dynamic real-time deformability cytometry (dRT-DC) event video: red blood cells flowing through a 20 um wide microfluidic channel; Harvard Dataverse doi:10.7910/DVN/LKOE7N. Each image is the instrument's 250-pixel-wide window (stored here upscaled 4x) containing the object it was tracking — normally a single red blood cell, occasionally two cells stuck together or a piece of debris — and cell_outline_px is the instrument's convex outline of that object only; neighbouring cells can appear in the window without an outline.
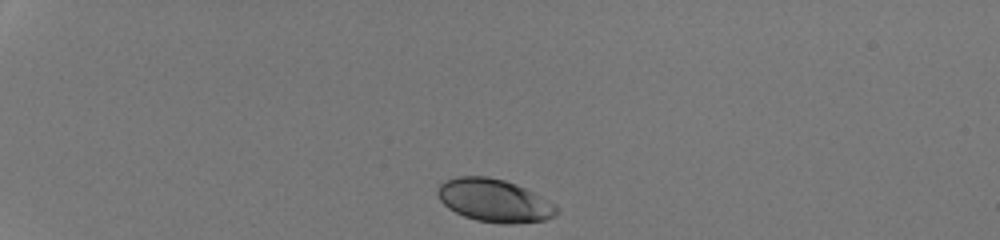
{"species": "human", "species_latin": "Homo sapiens", "temperature_condition": "room temperature", "stored_images_in_passage": 34, "camera_frame_rate_fps": 3000, "um_per_image_px": 0.085, "donor": {"sex": "male"}, "frame": {"image": 1, "passage_image": 1, "time_ms": 0.0, "image_size_px": [1000, 240], "cell_outline_px": [[560, 212], [556, 216], [544, 220], [512, 224], [500, 224], [476, 220], [464, 216], [448, 208], [440, 200], [436, 192], [436, 188], [444, 180], [460, 176], [488, 176], [504, 180], [516, 184], [556, 204], [560, 208]], "centroid_in_image_um": [42.02, 17.05], "position_along_channel_um": 43.0, "area_um2": 30.0}}
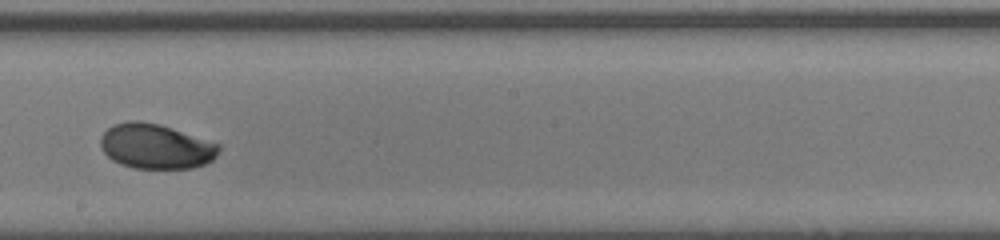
{"frame": {"image": 2, "passage_image": 20, "time_ms": 6.333, "image_size_px": [1000, 240], "cell_outline_px": [[220, 148], [216, 156], [212, 160], [204, 164], [192, 168], [136, 168], [120, 164], [112, 160], [104, 152], [100, 144], [100, 136], [112, 124], [128, 120], [140, 120], [160, 124], [220, 144]], "centroid_in_image_um": [13.22, 12.42], "position_along_channel_um": 235.0, "area_um2": 31.04}}
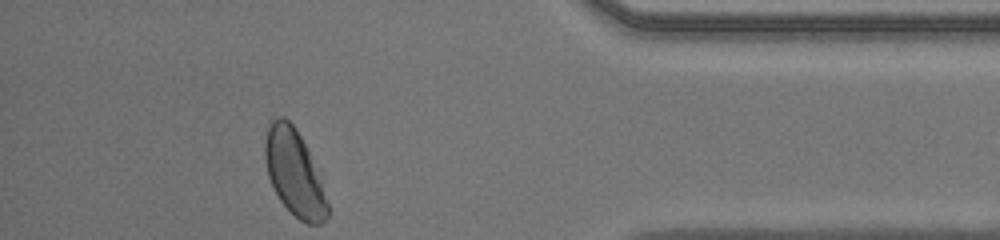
{"frame": {"image": 3, "passage_image": 34, "time_ms": 11.0, "image_size_px": [1000, 240], "cell_outline_px": [[328, 216], [320, 224], [308, 224], [300, 220], [280, 200], [268, 176], [264, 156], [264, 140], [268, 124], [276, 116], [284, 116], [296, 128], [320, 168], [328, 204]], "centroid_in_image_um": [25.05, 14.63], "position_along_channel_um": 410.2, "area_um2": 31.96}, "authors_computed_cell_mechanics": {"area_um2": 31.2698, "velocity_mm_per_s": 4.2626, "shape_relaxation_time_tau1_ms": 3.3158, "shape_relaxation_time_tau2_ms": null, "deformation_change_tau1": 0.1284, "deformation_change_tau2": null}}